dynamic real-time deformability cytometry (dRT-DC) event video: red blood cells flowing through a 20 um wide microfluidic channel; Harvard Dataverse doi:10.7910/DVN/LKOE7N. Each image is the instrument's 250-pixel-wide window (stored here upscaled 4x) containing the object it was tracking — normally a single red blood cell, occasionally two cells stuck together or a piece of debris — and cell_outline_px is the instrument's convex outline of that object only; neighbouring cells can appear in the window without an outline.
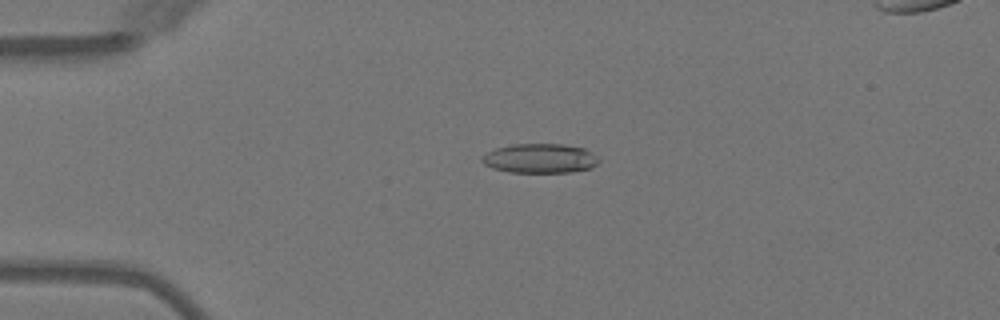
{"species": "Egyptian fruit bat (a non-hibernating species)", "species_latin": "Rousettus aegyptiacus", "temperature_condition": "warm", "stored_images_in_passage": 6, "camera_frame_rate_fps": 3000, "um_per_image_px": 0.085, "animal": {"sex": "female"}, "frame": {"image": 1, "passage_image": 4, "time_ms": 3.333, "image_size_px": [1000, 320], "cell_outline_px": [[600, 160], [592, 168], [572, 172], [508, 172], [492, 168], [484, 164], [480, 160], [480, 156], [496, 148], [512, 144], [564, 144], [584, 148], [600, 156]], "centroid_in_image_um": [45.92, 13.46], "position_along_channel_um": 39.1, "area_um2": 20.29}}
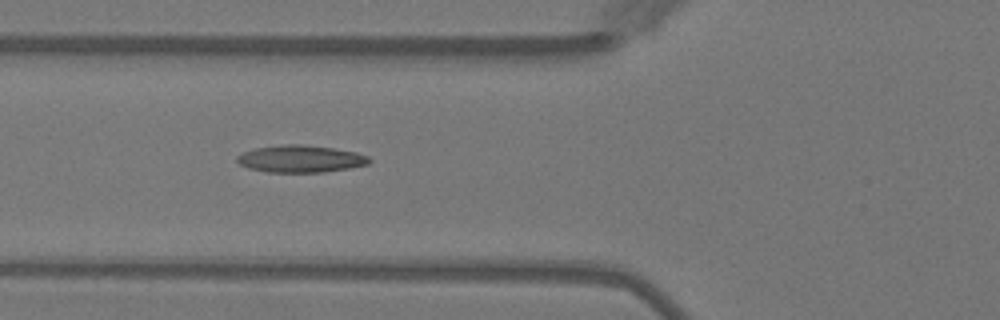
{"frame": {"image": 2, "passage_image": 6, "time_ms": 5.667, "image_size_px": [1000, 320], "cell_outline_px": [[372, 160], [368, 164], [348, 168], [324, 172], [268, 172], [248, 168], [240, 164], [236, 160], [236, 156], [244, 152], [256, 148], [284, 144], [300, 144], [332, 148], [356, 152], [368, 156]], "centroid_in_image_um": [25.55, 13.5], "position_along_channel_um": 100.3, "area_um2": 20.81}}